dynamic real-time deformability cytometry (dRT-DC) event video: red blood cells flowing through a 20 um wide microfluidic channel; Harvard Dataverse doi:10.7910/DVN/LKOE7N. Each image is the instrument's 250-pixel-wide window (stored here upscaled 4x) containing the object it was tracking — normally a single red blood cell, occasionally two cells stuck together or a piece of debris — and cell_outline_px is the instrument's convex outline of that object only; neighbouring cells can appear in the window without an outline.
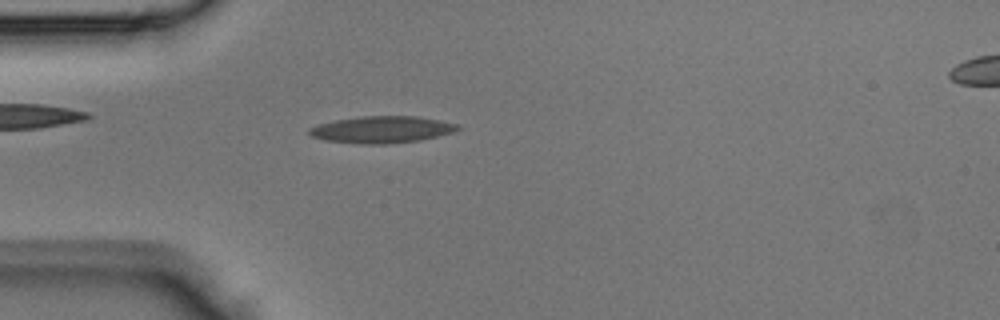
{"species": "Egyptian fruit bat (a non-hibernating species)", "species_latin": "Rousettus aegyptiacus", "temperature_condition": "room temperature", "stored_images_in_passage": 42, "camera_frame_rate_fps": 3000, "um_per_image_px": 0.085, "animal": {"sex": "male"}, "frame": {"image": 1, "passage_image": 11, "time_ms": 3.333, "image_size_px": [1000, 320], "cell_outline_px": [[460, 128], [452, 132], [420, 140], [388, 144], [364, 144], [324, 140], [312, 136], [308, 132], [308, 128], [316, 124], [336, 120], [360, 116], [416, 116], [440, 120], [460, 124]], "centroid_in_image_um": [32.43, 11.01], "position_along_channel_um": 52.6, "area_um2": 23.24}}
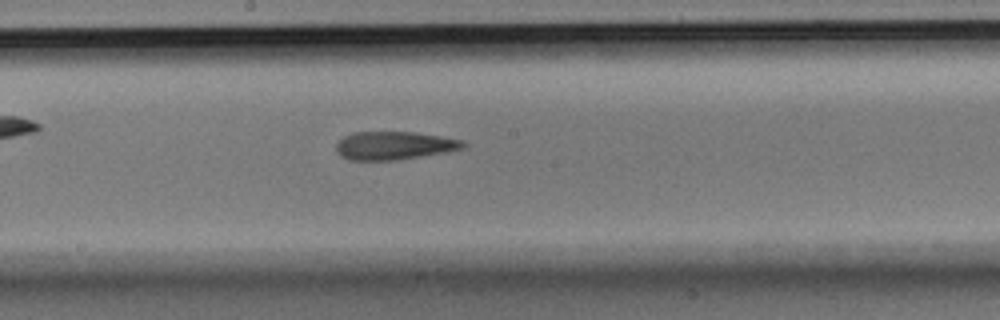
{"frame": {"image": 2, "passage_image": 22, "time_ms": 7.0, "image_size_px": [1000, 320], "cell_outline_px": [[468, 144], [464, 148], [444, 152], [396, 160], [348, 160], [340, 156], [336, 152], [336, 144], [344, 136], [352, 132], [416, 132], [464, 140]], "centroid_in_image_um": [33.49, 12.37], "position_along_channel_um": 214.7, "area_um2": 20.92}}
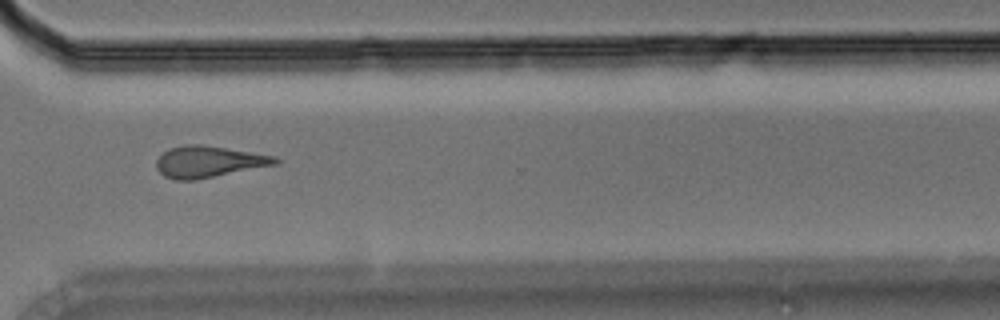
{"frame": {"image": 3, "passage_image": 31, "time_ms": 10.0, "image_size_px": [1000, 320], "cell_outline_px": [[280, 160], [276, 164], [192, 180], [176, 180], [164, 176], [156, 168], [156, 160], [168, 148], [184, 144], [200, 144], [276, 156]], "centroid_in_image_um": [17.69, 13.73], "position_along_channel_um": 352.9, "area_um2": 21.44}}